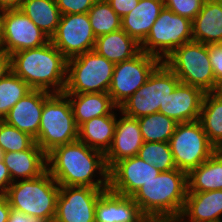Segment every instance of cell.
I'll use <instances>...</instances> for the list:
<instances>
[{"instance_id": "bcb514c9", "label": "cell", "mask_w": 222, "mask_h": 222, "mask_svg": "<svg viewBox=\"0 0 222 222\" xmlns=\"http://www.w3.org/2000/svg\"><path fill=\"white\" fill-rule=\"evenodd\" d=\"M154 222H182L179 219H154Z\"/></svg>"}, {"instance_id": "f6af8a7d", "label": "cell", "mask_w": 222, "mask_h": 222, "mask_svg": "<svg viewBox=\"0 0 222 222\" xmlns=\"http://www.w3.org/2000/svg\"><path fill=\"white\" fill-rule=\"evenodd\" d=\"M3 16H4V11L0 10V50H1V45H2Z\"/></svg>"}, {"instance_id": "c3c4849f", "label": "cell", "mask_w": 222, "mask_h": 222, "mask_svg": "<svg viewBox=\"0 0 222 222\" xmlns=\"http://www.w3.org/2000/svg\"><path fill=\"white\" fill-rule=\"evenodd\" d=\"M145 222H154L153 219H147Z\"/></svg>"}, {"instance_id": "836d02e7", "label": "cell", "mask_w": 222, "mask_h": 222, "mask_svg": "<svg viewBox=\"0 0 222 222\" xmlns=\"http://www.w3.org/2000/svg\"><path fill=\"white\" fill-rule=\"evenodd\" d=\"M35 139L29 134L0 120V148L3 152H19L29 149Z\"/></svg>"}, {"instance_id": "ba28073f", "label": "cell", "mask_w": 222, "mask_h": 222, "mask_svg": "<svg viewBox=\"0 0 222 222\" xmlns=\"http://www.w3.org/2000/svg\"><path fill=\"white\" fill-rule=\"evenodd\" d=\"M180 82L175 73L161 62L149 75L147 81L119 109L129 117L140 118L156 112L163 107L165 100Z\"/></svg>"}, {"instance_id": "d6a6232c", "label": "cell", "mask_w": 222, "mask_h": 222, "mask_svg": "<svg viewBox=\"0 0 222 222\" xmlns=\"http://www.w3.org/2000/svg\"><path fill=\"white\" fill-rule=\"evenodd\" d=\"M137 156L160 172L177 169L169 142H144Z\"/></svg>"}, {"instance_id": "60d3db41", "label": "cell", "mask_w": 222, "mask_h": 222, "mask_svg": "<svg viewBox=\"0 0 222 222\" xmlns=\"http://www.w3.org/2000/svg\"><path fill=\"white\" fill-rule=\"evenodd\" d=\"M11 71V55L0 50V80L5 78Z\"/></svg>"}, {"instance_id": "1f68e13d", "label": "cell", "mask_w": 222, "mask_h": 222, "mask_svg": "<svg viewBox=\"0 0 222 222\" xmlns=\"http://www.w3.org/2000/svg\"><path fill=\"white\" fill-rule=\"evenodd\" d=\"M32 89L12 71L0 80V120Z\"/></svg>"}, {"instance_id": "d4e9b609", "label": "cell", "mask_w": 222, "mask_h": 222, "mask_svg": "<svg viewBox=\"0 0 222 222\" xmlns=\"http://www.w3.org/2000/svg\"><path fill=\"white\" fill-rule=\"evenodd\" d=\"M69 98L77 126L94 117L109 115L117 107L108 93H65Z\"/></svg>"}, {"instance_id": "44dd1931", "label": "cell", "mask_w": 222, "mask_h": 222, "mask_svg": "<svg viewBox=\"0 0 222 222\" xmlns=\"http://www.w3.org/2000/svg\"><path fill=\"white\" fill-rule=\"evenodd\" d=\"M163 8L164 0H139L137 6L121 18V29L141 45Z\"/></svg>"}, {"instance_id": "ffe728a7", "label": "cell", "mask_w": 222, "mask_h": 222, "mask_svg": "<svg viewBox=\"0 0 222 222\" xmlns=\"http://www.w3.org/2000/svg\"><path fill=\"white\" fill-rule=\"evenodd\" d=\"M222 190L187 192L180 221L188 217V222H222ZM185 222V221H183Z\"/></svg>"}, {"instance_id": "e575fe53", "label": "cell", "mask_w": 222, "mask_h": 222, "mask_svg": "<svg viewBox=\"0 0 222 222\" xmlns=\"http://www.w3.org/2000/svg\"><path fill=\"white\" fill-rule=\"evenodd\" d=\"M205 0H164V7L191 21L200 12Z\"/></svg>"}, {"instance_id": "277c9868", "label": "cell", "mask_w": 222, "mask_h": 222, "mask_svg": "<svg viewBox=\"0 0 222 222\" xmlns=\"http://www.w3.org/2000/svg\"><path fill=\"white\" fill-rule=\"evenodd\" d=\"M59 190L60 185L46 170L37 178L15 180L4 195L12 209L53 222Z\"/></svg>"}, {"instance_id": "ab89813d", "label": "cell", "mask_w": 222, "mask_h": 222, "mask_svg": "<svg viewBox=\"0 0 222 222\" xmlns=\"http://www.w3.org/2000/svg\"><path fill=\"white\" fill-rule=\"evenodd\" d=\"M13 183L9 171L4 163L0 161V195H4L8 187Z\"/></svg>"}, {"instance_id": "3957f363", "label": "cell", "mask_w": 222, "mask_h": 222, "mask_svg": "<svg viewBox=\"0 0 222 222\" xmlns=\"http://www.w3.org/2000/svg\"><path fill=\"white\" fill-rule=\"evenodd\" d=\"M187 192V173L172 169L145 183L132 199L148 219H178Z\"/></svg>"}, {"instance_id": "ee69618b", "label": "cell", "mask_w": 222, "mask_h": 222, "mask_svg": "<svg viewBox=\"0 0 222 222\" xmlns=\"http://www.w3.org/2000/svg\"><path fill=\"white\" fill-rule=\"evenodd\" d=\"M212 93L218 98L222 99V78L217 81L215 89Z\"/></svg>"}, {"instance_id": "8d00e7d4", "label": "cell", "mask_w": 222, "mask_h": 222, "mask_svg": "<svg viewBox=\"0 0 222 222\" xmlns=\"http://www.w3.org/2000/svg\"><path fill=\"white\" fill-rule=\"evenodd\" d=\"M209 59L216 82L222 78V43L208 44Z\"/></svg>"}, {"instance_id": "484cf974", "label": "cell", "mask_w": 222, "mask_h": 222, "mask_svg": "<svg viewBox=\"0 0 222 222\" xmlns=\"http://www.w3.org/2000/svg\"><path fill=\"white\" fill-rule=\"evenodd\" d=\"M116 122L113 111L109 115L94 117L78 127V140L105 154L111 146Z\"/></svg>"}, {"instance_id": "52a82bcc", "label": "cell", "mask_w": 222, "mask_h": 222, "mask_svg": "<svg viewBox=\"0 0 222 222\" xmlns=\"http://www.w3.org/2000/svg\"><path fill=\"white\" fill-rule=\"evenodd\" d=\"M114 66L95 50L68 59L64 93H108Z\"/></svg>"}, {"instance_id": "b9f144b4", "label": "cell", "mask_w": 222, "mask_h": 222, "mask_svg": "<svg viewBox=\"0 0 222 222\" xmlns=\"http://www.w3.org/2000/svg\"><path fill=\"white\" fill-rule=\"evenodd\" d=\"M11 207L5 195H0V222H7Z\"/></svg>"}, {"instance_id": "74e56055", "label": "cell", "mask_w": 222, "mask_h": 222, "mask_svg": "<svg viewBox=\"0 0 222 222\" xmlns=\"http://www.w3.org/2000/svg\"><path fill=\"white\" fill-rule=\"evenodd\" d=\"M106 1L116 12V14L121 18H123L131 10H133L139 2V0H106Z\"/></svg>"}, {"instance_id": "6da1fadb", "label": "cell", "mask_w": 222, "mask_h": 222, "mask_svg": "<svg viewBox=\"0 0 222 222\" xmlns=\"http://www.w3.org/2000/svg\"><path fill=\"white\" fill-rule=\"evenodd\" d=\"M46 161L47 171L60 186L109 187L105 154L79 140L53 148L46 154ZM97 170L103 179L94 181Z\"/></svg>"}, {"instance_id": "e0dca14e", "label": "cell", "mask_w": 222, "mask_h": 222, "mask_svg": "<svg viewBox=\"0 0 222 222\" xmlns=\"http://www.w3.org/2000/svg\"><path fill=\"white\" fill-rule=\"evenodd\" d=\"M204 94L200 88L179 82L159 112L178 123L197 121Z\"/></svg>"}, {"instance_id": "603a6c76", "label": "cell", "mask_w": 222, "mask_h": 222, "mask_svg": "<svg viewBox=\"0 0 222 222\" xmlns=\"http://www.w3.org/2000/svg\"><path fill=\"white\" fill-rule=\"evenodd\" d=\"M194 41L203 44L222 43V0H205L192 20Z\"/></svg>"}, {"instance_id": "8992f818", "label": "cell", "mask_w": 222, "mask_h": 222, "mask_svg": "<svg viewBox=\"0 0 222 222\" xmlns=\"http://www.w3.org/2000/svg\"><path fill=\"white\" fill-rule=\"evenodd\" d=\"M163 62L181 83L200 88L204 93L214 91L217 82L207 44L194 40L186 42L177 47Z\"/></svg>"}, {"instance_id": "4316f807", "label": "cell", "mask_w": 222, "mask_h": 222, "mask_svg": "<svg viewBox=\"0 0 222 222\" xmlns=\"http://www.w3.org/2000/svg\"><path fill=\"white\" fill-rule=\"evenodd\" d=\"M188 192L222 190V150L187 174Z\"/></svg>"}, {"instance_id": "4dcf8cb0", "label": "cell", "mask_w": 222, "mask_h": 222, "mask_svg": "<svg viewBox=\"0 0 222 222\" xmlns=\"http://www.w3.org/2000/svg\"><path fill=\"white\" fill-rule=\"evenodd\" d=\"M88 18L96 37L121 29V17L106 0H96L88 11Z\"/></svg>"}, {"instance_id": "7a4b0ae2", "label": "cell", "mask_w": 222, "mask_h": 222, "mask_svg": "<svg viewBox=\"0 0 222 222\" xmlns=\"http://www.w3.org/2000/svg\"><path fill=\"white\" fill-rule=\"evenodd\" d=\"M67 60L49 41L41 47L11 54V68L33 90L62 93L66 86Z\"/></svg>"}, {"instance_id": "d6986e66", "label": "cell", "mask_w": 222, "mask_h": 222, "mask_svg": "<svg viewBox=\"0 0 222 222\" xmlns=\"http://www.w3.org/2000/svg\"><path fill=\"white\" fill-rule=\"evenodd\" d=\"M147 219L132 197L109 188L101 193L96 203L95 222H145Z\"/></svg>"}, {"instance_id": "f546056e", "label": "cell", "mask_w": 222, "mask_h": 222, "mask_svg": "<svg viewBox=\"0 0 222 222\" xmlns=\"http://www.w3.org/2000/svg\"><path fill=\"white\" fill-rule=\"evenodd\" d=\"M138 121L144 142H169L178 124L160 112L140 117Z\"/></svg>"}, {"instance_id": "9c48e42d", "label": "cell", "mask_w": 222, "mask_h": 222, "mask_svg": "<svg viewBox=\"0 0 222 222\" xmlns=\"http://www.w3.org/2000/svg\"><path fill=\"white\" fill-rule=\"evenodd\" d=\"M192 40V21L164 7L140 48L163 62L177 47Z\"/></svg>"}, {"instance_id": "4fadbf2b", "label": "cell", "mask_w": 222, "mask_h": 222, "mask_svg": "<svg viewBox=\"0 0 222 222\" xmlns=\"http://www.w3.org/2000/svg\"><path fill=\"white\" fill-rule=\"evenodd\" d=\"M49 41L50 38L20 9L4 11L2 51L11 55L22 50L41 47Z\"/></svg>"}, {"instance_id": "7c38bea8", "label": "cell", "mask_w": 222, "mask_h": 222, "mask_svg": "<svg viewBox=\"0 0 222 222\" xmlns=\"http://www.w3.org/2000/svg\"><path fill=\"white\" fill-rule=\"evenodd\" d=\"M51 43L67 58L94 50L96 36L88 18V13L64 14Z\"/></svg>"}, {"instance_id": "83f0119b", "label": "cell", "mask_w": 222, "mask_h": 222, "mask_svg": "<svg viewBox=\"0 0 222 222\" xmlns=\"http://www.w3.org/2000/svg\"><path fill=\"white\" fill-rule=\"evenodd\" d=\"M19 9L49 38L55 34L61 18L55 0H23Z\"/></svg>"}, {"instance_id": "5bb4252c", "label": "cell", "mask_w": 222, "mask_h": 222, "mask_svg": "<svg viewBox=\"0 0 222 222\" xmlns=\"http://www.w3.org/2000/svg\"><path fill=\"white\" fill-rule=\"evenodd\" d=\"M106 189L60 186L53 222H95L96 203Z\"/></svg>"}, {"instance_id": "8fae6325", "label": "cell", "mask_w": 222, "mask_h": 222, "mask_svg": "<svg viewBox=\"0 0 222 222\" xmlns=\"http://www.w3.org/2000/svg\"><path fill=\"white\" fill-rule=\"evenodd\" d=\"M161 63L155 56L140 51L131 59L115 64L108 94L119 107L132 96Z\"/></svg>"}, {"instance_id": "5b68a950", "label": "cell", "mask_w": 222, "mask_h": 222, "mask_svg": "<svg viewBox=\"0 0 222 222\" xmlns=\"http://www.w3.org/2000/svg\"><path fill=\"white\" fill-rule=\"evenodd\" d=\"M78 140V126L64 92L52 93L43 104L35 143L47 154L53 148Z\"/></svg>"}, {"instance_id": "7bdbcfd3", "label": "cell", "mask_w": 222, "mask_h": 222, "mask_svg": "<svg viewBox=\"0 0 222 222\" xmlns=\"http://www.w3.org/2000/svg\"><path fill=\"white\" fill-rule=\"evenodd\" d=\"M23 0H0V10L19 9Z\"/></svg>"}, {"instance_id": "f35d334b", "label": "cell", "mask_w": 222, "mask_h": 222, "mask_svg": "<svg viewBox=\"0 0 222 222\" xmlns=\"http://www.w3.org/2000/svg\"><path fill=\"white\" fill-rule=\"evenodd\" d=\"M7 222H50L48 219H41L36 216L26 215L11 208Z\"/></svg>"}, {"instance_id": "7402d4cb", "label": "cell", "mask_w": 222, "mask_h": 222, "mask_svg": "<svg viewBox=\"0 0 222 222\" xmlns=\"http://www.w3.org/2000/svg\"><path fill=\"white\" fill-rule=\"evenodd\" d=\"M3 161L13 182L37 178L47 170L46 153L36 143L24 151L4 152Z\"/></svg>"}, {"instance_id": "cb8c5ba5", "label": "cell", "mask_w": 222, "mask_h": 222, "mask_svg": "<svg viewBox=\"0 0 222 222\" xmlns=\"http://www.w3.org/2000/svg\"><path fill=\"white\" fill-rule=\"evenodd\" d=\"M94 50L110 62L117 64L136 56L140 51V44L131 38L124 30L96 37Z\"/></svg>"}, {"instance_id": "d590c367", "label": "cell", "mask_w": 222, "mask_h": 222, "mask_svg": "<svg viewBox=\"0 0 222 222\" xmlns=\"http://www.w3.org/2000/svg\"><path fill=\"white\" fill-rule=\"evenodd\" d=\"M61 15L88 13L96 0H55Z\"/></svg>"}, {"instance_id": "ac0fdd59", "label": "cell", "mask_w": 222, "mask_h": 222, "mask_svg": "<svg viewBox=\"0 0 222 222\" xmlns=\"http://www.w3.org/2000/svg\"><path fill=\"white\" fill-rule=\"evenodd\" d=\"M122 115L124 116L116 122L111 146L105 153L108 169L122 159L138 155L139 149L144 143L138 119Z\"/></svg>"}, {"instance_id": "30bf717a", "label": "cell", "mask_w": 222, "mask_h": 222, "mask_svg": "<svg viewBox=\"0 0 222 222\" xmlns=\"http://www.w3.org/2000/svg\"><path fill=\"white\" fill-rule=\"evenodd\" d=\"M169 145L176 168L187 174L217 151L199 120L178 123Z\"/></svg>"}, {"instance_id": "9a60e30c", "label": "cell", "mask_w": 222, "mask_h": 222, "mask_svg": "<svg viewBox=\"0 0 222 222\" xmlns=\"http://www.w3.org/2000/svg\"><path fill=\"white\" fill-rule=\"evenodd\" d=\"M160 171L137 155L116 162L109 169V189L132 197L145 183L159 175Z\"/></svg>"}, {"instance_id": "2e32d148", "label": "cell", "mask_w": 222, "mask_h": 222, "mask_svg": "<svg viewBox=\"0 0 222 222\" xmlns=\"http://www.w3.org/2000/svg\"><path fill=\"white\" fill-rule=\"evenodd\" d=\"M51 94L43 90L32 89L9 110L3 121L36 140L43 104Z\"/></svg>"}, {"instance_id": "7dc6e473", "label": "cell", "mask_w": 222, "mask_h": 222, "mask_svg": "<svg viewBox=\"0 0 222 222\" xmlns=\"http://www.w3.org/2000/svg\"><path fill=\"white\" fill-rule=\"evenodd\" d=\"M3 157H4V152H3V150L0 148V161L3 160Z\"/></svg>"}, {"instance_id": "f1b7e54d", "label": "cell", "mask_w": 222, "mask_h": 222, "mask_svg": "<svg viewBox=\"0 0 222 222\" xmlns=\"http://www.w3.org/2000/svg\"><path fill=\"white\" fill-rule=\"evenodd\" d=\"M199 121L209 142L217 150H222V99L212 92L205 93Z\"/></svg>"}]
</instances>
